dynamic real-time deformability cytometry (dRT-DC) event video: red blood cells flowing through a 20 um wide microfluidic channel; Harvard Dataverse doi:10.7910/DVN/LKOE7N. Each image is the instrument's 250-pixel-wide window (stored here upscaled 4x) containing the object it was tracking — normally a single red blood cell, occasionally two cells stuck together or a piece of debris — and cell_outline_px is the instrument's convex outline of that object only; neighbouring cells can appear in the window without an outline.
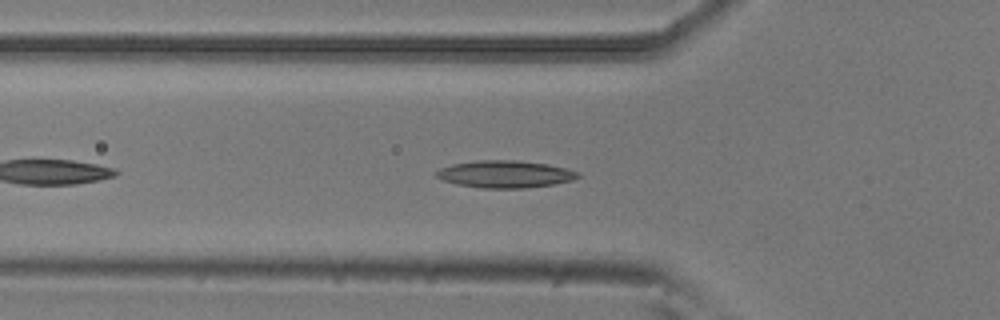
{"species": "common noctule bat (a hibernating species)", "species_latin": "Nyctalus noctula", "temperature_condition": "room temperature", "stored_images_in_passage": 42, "camera_frame_rate_fps": 3000, "um_per_image_px": 0.085, "animal": {"sex": "male", "body_mass_g": 20.5, "forearm_length_mm": 52.5}, "frame": {"image": 1, "passage_image": 6, "time_ms": 1.667, "image_size_px": [1000, 320], "cell_outline_px": [[580, 176], [572, 180], [552, 184], [524, 188], [484, 188], [456, 184], [444, 180], [436, 176], [436, 172], [440, 168], [452, 164], [476, 160], [516, 160], [548, 164], [568, 168], [580, 172]], "centroid_in_image_um": [42.95, 14.79], "position_along_channel_um": 82.8, "area_um2": 22.43}}
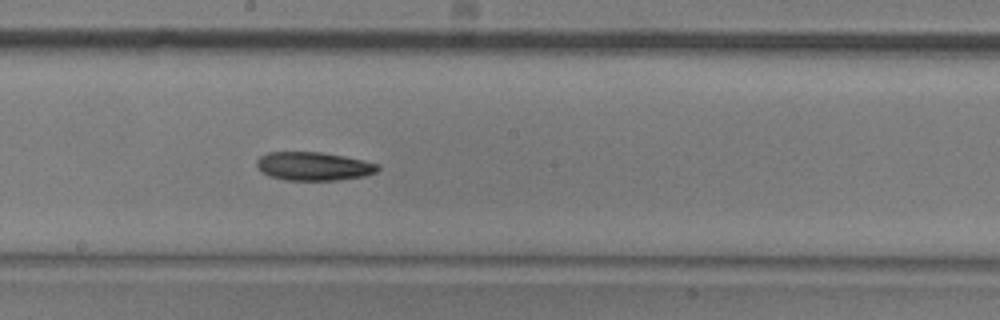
{"frame": {"image": 2, "passage_image": 17, "time_ms": 5.333, "image_size_px": [1000, 320], "cell_outline_px": [[380, 168], [376, 172], [364, 176], [336, 180], [284, 180], [268, 176], [256, 164], [256, 160], [260, 156], [268, 152], [320, 152], [344, 156], [364, 160], [380, 164]], "centroid_in_image_um": [26.67, 14.13], "position_along_channel_um": 221.5, "area_um2": 20.11}}
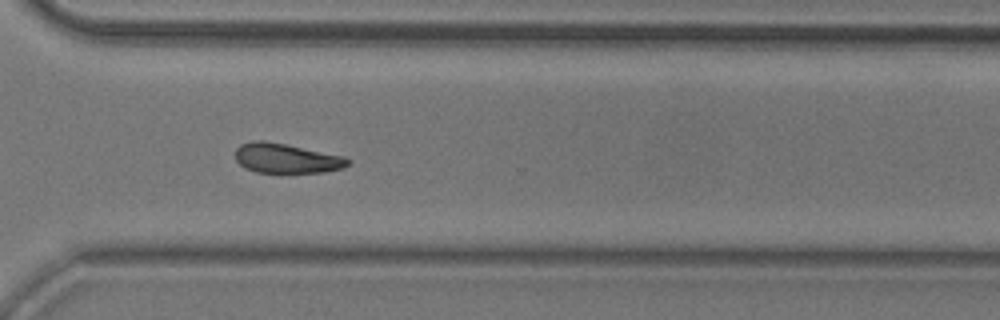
{"frame": {"image": 3, "passage_image": 27, "time_ms": 8.667, "image_size_px": [1000, 320], "cell_outline_px": [[352, 160], [344, 168], [324, 172], [256, 172], [244, 168], [236, 160], [236, 148], [240, 144], [252, 140], [264, 140], [344, 156]], "centroid_in_image_um": [24.33, 13.45], "position_along_channel_um": 346.3, "area_um2": 19.42}}